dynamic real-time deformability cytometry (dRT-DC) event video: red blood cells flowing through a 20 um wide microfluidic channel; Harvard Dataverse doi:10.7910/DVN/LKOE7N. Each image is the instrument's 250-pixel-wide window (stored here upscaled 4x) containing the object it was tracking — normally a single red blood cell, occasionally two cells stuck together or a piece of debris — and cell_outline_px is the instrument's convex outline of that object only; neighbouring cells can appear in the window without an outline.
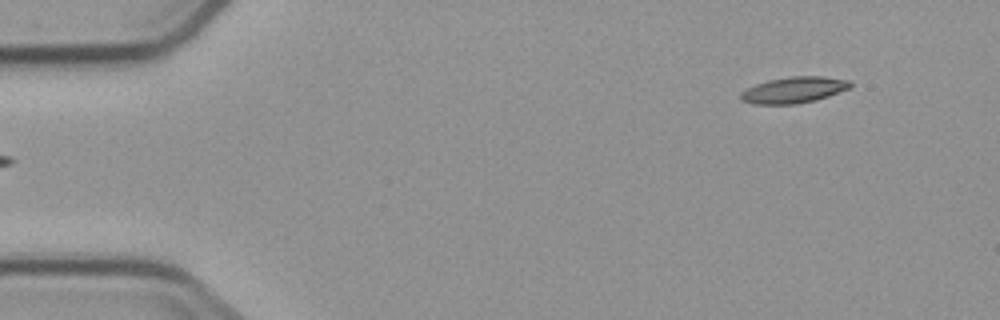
{"species": "common noctule bat (a hibernating species)", "species_latin": "Nyctalus noctula", "temperature_condition": "cold", "stored_images_in_passage": 6, "segment_of_instrument_passage": [2, 2], "camera_frame_rate_fps": 3000, "um_per_image_px": 0.085, "animal": {"sex": "male", "body_mass_g": 23.1, "forearm_length_mm": 52.7}, "frame": {"image": 1, "passage_image": 6, "time_ms": 5.667, "image_size_px": [1000, 320], "cell_outline_px": [[852, 88], [816, 100], [796, 104], [756, 104], [740, 100], [740, 92], [756, 84], [768, 80], [788, 76], [824, 76], [848, 80], [852, 84]], "centroid_in_image_um": [67.49, 7.64], "position_along_channel_um": 17.5, "area_um2": 16.82}}